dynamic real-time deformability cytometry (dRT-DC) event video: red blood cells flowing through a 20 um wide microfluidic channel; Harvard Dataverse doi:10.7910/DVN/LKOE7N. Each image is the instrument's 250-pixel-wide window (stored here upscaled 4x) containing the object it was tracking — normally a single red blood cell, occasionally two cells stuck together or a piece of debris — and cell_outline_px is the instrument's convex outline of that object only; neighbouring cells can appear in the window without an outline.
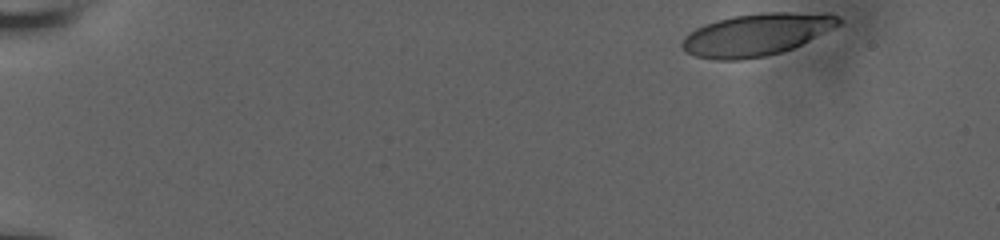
{"species": "human", "species_latin": "Homo sapiens", "temperature_condition": "room temperature", "stored_images_in_passage": 43, "camera_frame_rate_fps": 3000, "um_per_image_px": 0.085, "donor": {"sex": "male"}, "frame": {"image": 1, "passage_image": 1, "time_ms": 0.0, "image_size_px": [1000, 240], "cell_outline_px": [[840, 24], [792, 48], [768, 56], [740, 60], [716, 60], [696, 56], [684, 52], [680, 44], [684, 36], [688, 32], [704, 24], [716, 20], [732, 16], [760, 12], [792, 12], [836, 16], [840, 20]], "centroid_in_image_um": [64.17, 2.95], "position_along_channel_um": 20.8, "area_um2": 38.15}}
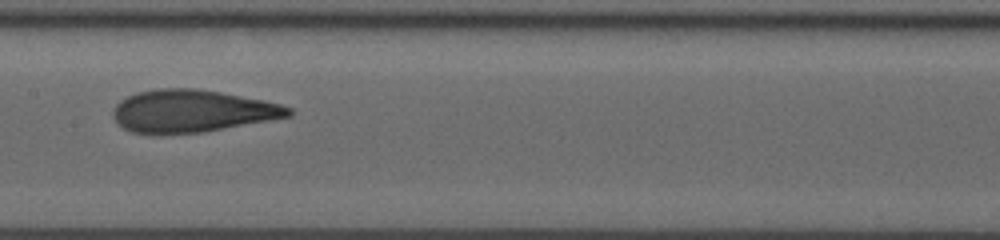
{"frame": {"image": 2, "passage_image": 25, "time_ms": 8.0, "image_size_px": [1000, 240], "cell_outline_px": [[292, 116], [204, 132], [160, 136], [132, 132], [116, 124], [112, 116], [112, 112], [116, 104], [120, 100], [136, 92], [160, 88], [196, 88], [220, 92], [264, 100], [280, 104], [292, 108]], "centroid_in_image_um": [16.27, 9.46], "position_along_channel_um": 191.1, "area_um2": 44.04}}
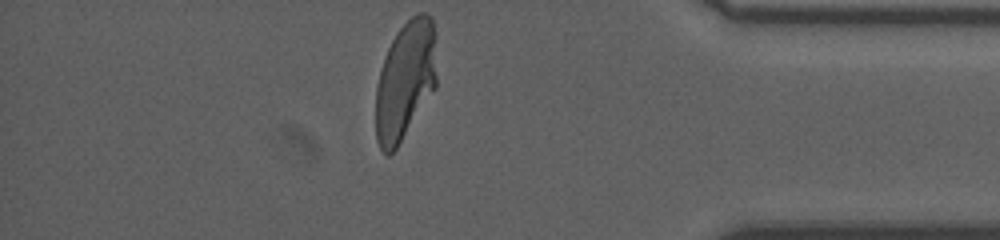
{"frame": {"image": 3, "passage_image": 43, "time_ms": 14.0, "image_size_px": [1000, 240], "cell_outline_px": [[436, 88], [396, 148], [388, 156], [380, 148], [376, 140], [376, 88], [380, 68], [388, 48], [396, 32], [416, 12], [424, 12], [432, 16], [436, 32]], "centroid_in_image_um": [34.47, 6.8], "position_along_channel_um": 400.7, "area_um2": 42.54}, "authors_computed_cell_mechanics": {"area_um2": 42.4252, "velocity_mm_per_s": 3.9203, "shape_relaxation_time_tau1_ms": 5.1541, "shape_relaxation_time_tau2_ms": 1.1453, "deformation_change_tau1": 0.2247, "deformation_change_tau2": 0.0862}}